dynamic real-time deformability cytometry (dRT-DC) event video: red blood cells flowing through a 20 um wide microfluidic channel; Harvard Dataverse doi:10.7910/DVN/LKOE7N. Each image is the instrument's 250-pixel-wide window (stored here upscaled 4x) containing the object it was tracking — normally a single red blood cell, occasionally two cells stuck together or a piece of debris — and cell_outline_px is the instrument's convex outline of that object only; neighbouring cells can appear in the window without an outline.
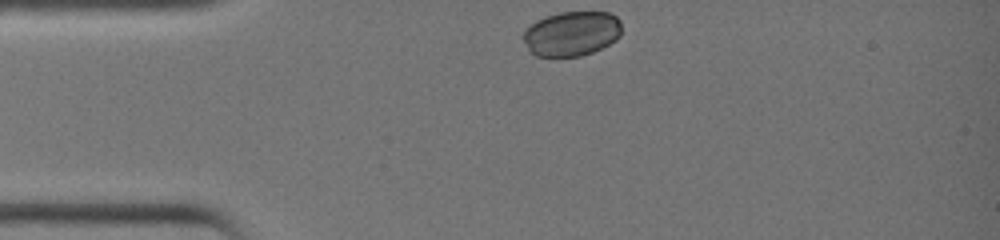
{"species": "common noctule bat (a hibernating species)", "species_latin": "Nyctalus noctula", "temperature_condition": "warm", "stored_images_in_passage": 26, "camera_frame_rate_fps": 3000, "um_per_image_px": 0.085, "animal": {"sex": "female", "body_mass_g": 19.0, "forearm_length_mm": 51.5}, "frame": {"image": 1, "passage_image": 1, "time_ms": 0.0, "image_size_px": [1000, 240], "cell_outline_px": [[620, 36], [616, 40], [592, 52], [580, 56], [536, 56], [528, 48], [524, 40], [524, 32], [536, 20], [544, 16], [560, 12], [608, 12], [616, 16], [620, 20]], "centroid_in_image_um": [48.6, 2.84], "position_along_channel_um": 36.4, "area_um2": 25.43}}
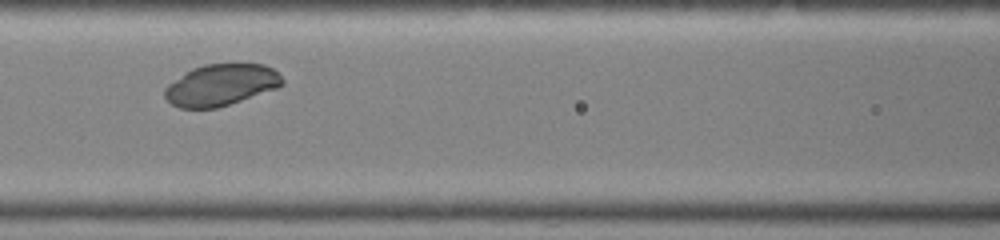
{"frame": {"image": 2, "passage_image": 10, "time_ms": 3.0, "image_size_px": [1000, 240], "cell_outline_px": [[284, 84], [276, 88], [216, 108], [180, 108], [172, 104], [164, 96], [164, 88], [168, 84], [192, 68], [204, 64], [264, 64], [272, 68], [284, 80]], "centroid_in_image_um": [18.76, 7.21], "position_along_channel_um": 147.8, "area_um2": 28.09}}
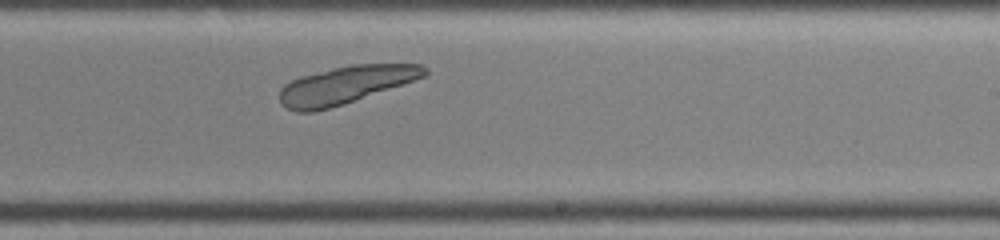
{"frame": {"image": 3, "passage_image": 17, "time_ms": 5.333, "image_size_px": [1000, 240], "cell_outline_px": [[428, 72], [424, 76], [344, 104], [312, 112], [296, 112], [288, 108], [280, 100], [280, 88], [284, 84], [300, 76], [332, 68], [352, 64], [424, 64], [428, 68]], "centroid_in_image_um": [29.35, 7.2], "position_along_channel_um": 259.6, "area_um2": 31.33}}